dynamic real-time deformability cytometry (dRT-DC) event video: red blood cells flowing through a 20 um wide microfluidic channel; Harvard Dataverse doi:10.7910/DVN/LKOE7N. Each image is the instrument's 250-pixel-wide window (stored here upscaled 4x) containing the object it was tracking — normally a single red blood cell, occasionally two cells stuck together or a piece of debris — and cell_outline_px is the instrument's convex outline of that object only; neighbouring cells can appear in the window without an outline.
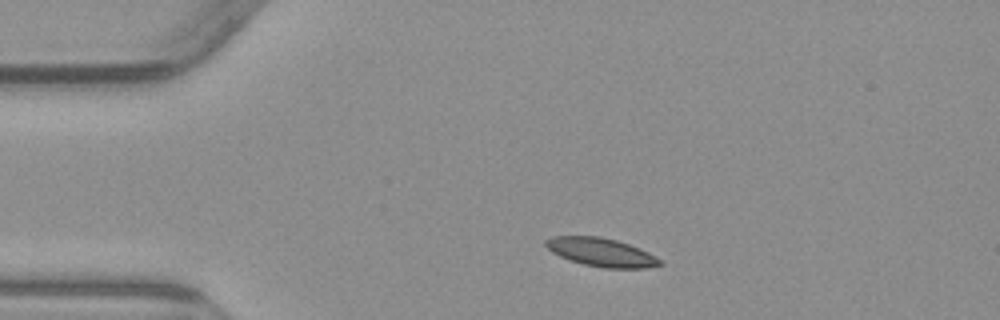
{"species": "common noctule bat (a hibernating species)", "species_latin": "Nyctalus noctula", "temperature_condition": "warm", "stored_images_in_passage": 2, "camera_frame_rate_fps": 3000, "um_per_image_px": 0.085, "animal": {"sex": "male", "body_mass_g": 23.1, "forearm_length_mm": 52.7}, "frame": {"image": 1, "passage_image": 1, "time_ms": 0.0, "image_size_px": [1000, 320], "cell_outline_px": [[664, 264], [644, 268], [604, 268], [584, 264], [560, 256], [552, 252], [544, 244], [544, 240], [552, 236], [600, 236], [616, 240], [640, 248], [648, 252], [660, 260]], "centroid_in_image_um": [51.09, 21.43], "position_along_channel_um": 33.9, "area_um2": 18.79}}